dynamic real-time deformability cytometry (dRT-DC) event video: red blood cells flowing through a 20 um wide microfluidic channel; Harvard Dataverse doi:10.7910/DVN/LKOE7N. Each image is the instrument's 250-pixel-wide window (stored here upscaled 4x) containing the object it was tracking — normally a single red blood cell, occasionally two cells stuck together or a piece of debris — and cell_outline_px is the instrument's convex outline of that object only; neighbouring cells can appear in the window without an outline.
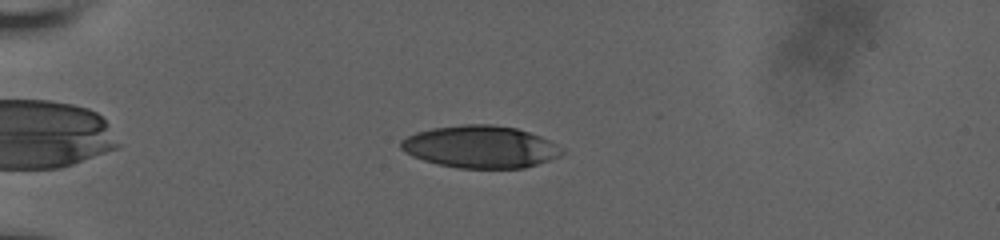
{"species": "human", "species_latin": "Homo sapiens", "temperature_condition": "room temperature", "stored_images_in_passage": 38, "camera_frame_rate_fps": 3000, "um_per_image_px": 0.085, "donor": {"sex": "male"}, "frame": {"image": 1, "passage_image": 7, "time_ms": 2.0, "image_size_px": [1000, 240], "cell_outline_px": [[564, 152], [560, 156], [524, 168], [460, 168], [440, 164], [424, 160], [412, 156], [404, 152], [400, 148], [400, 140], [416, 132], [432, 128], [464, 124], [492, 124], [516, 128], [540, 136], [564, 148]], "centroid_in_image_um": [40.82, 12.47], "position_along_channel_um": 44.2, "area_um2": 39.59}}
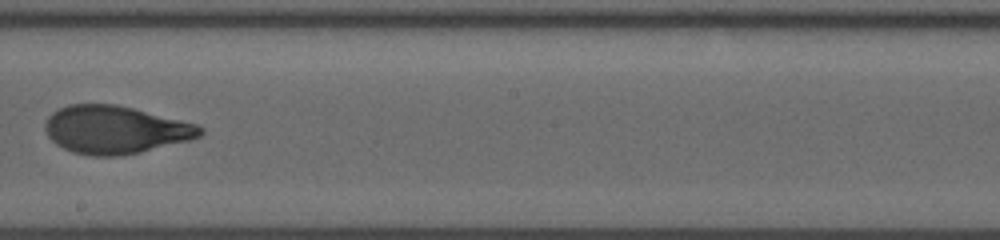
{"frame": {"image": 2, "passage_image": 23, "time_ms": 8.333, "image_size_px": [1000, 240], "cell_outline_px": [[204, 132], [200, 136], [188, 140], [140, 152], [120, 156], [92, 156], [72, 152], [56, 144], [48, 136], [44, 128], [44, 124], [48, 116], [52, 112], [68, 104], [116, 104], [196, 124], [204, 128]], "centroid_in_image_um": [9.76, 11.03], "position_along_channel_um": 238.4, "area_um2": 43.06}}
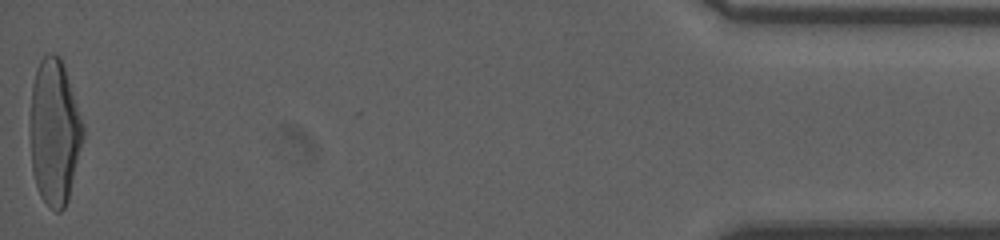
{"frame": {"image": 3, "passage_image": 38, "time_ms": 15.667, "image_size_px": [1000, 240], "cell_outline_px": [[84, 136], [68, 200], [64, 208], [60, 212], [56, 212], [40, 196], [36, 188], [32, 172], [32, 84], [36, 68], [40, 60], [44, 56], [52, 52], [60, 56], [84, 128]], "centroid_in_image_um": [4.64, 11.25], "position_along_channel_um": 430.6, "area_um2": 43.93}, "authors_computed_cell_mechanics": {"area_um2": 42.8587, "velocity_mm_per_s": 3.7853, "shape_relaxation_time_tau1_ms": 3.9361, "shape_relaxation_time_tau2_ms": 1.1209, "deformation_change_tau1": 0.2134, "deformation_change_tau2": 0.0771}}